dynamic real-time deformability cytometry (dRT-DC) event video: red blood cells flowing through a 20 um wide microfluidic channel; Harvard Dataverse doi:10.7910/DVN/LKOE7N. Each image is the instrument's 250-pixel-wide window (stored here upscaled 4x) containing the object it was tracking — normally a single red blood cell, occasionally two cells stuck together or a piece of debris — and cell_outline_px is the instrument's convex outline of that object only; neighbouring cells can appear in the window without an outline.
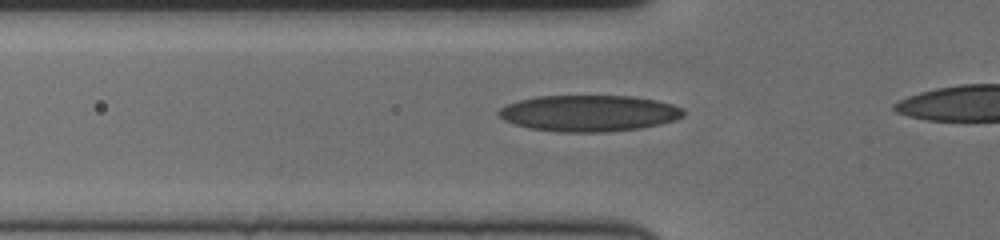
{"species": "human", "species_latin": "Homo sapiens", "temperature_condition": "cold", "stored_images_in_passage": 43, "camera_frame_rate_fps": 3000, "um_per_image_px": 0.085, "donor": {"sex": "female"}, "frame": {"image": 1, "passage_image": 15, "time_ms": 4.667, "image_size_px": [1000, 240], "cell_outline_px": [[684, 116], [676, 120], [660, 124], [640, 128], [604, 132], [560, 132], [528, 128], [504, 120], [496, 112], [500, 108], [516, 100], [536, 96], [632, 96], [656, 100], [672, 104], [684, 108]], "centroid_in_image_um": [50.07, 9.62], "position_along_channel_um": 75.7, "area_um2": 39.25}}
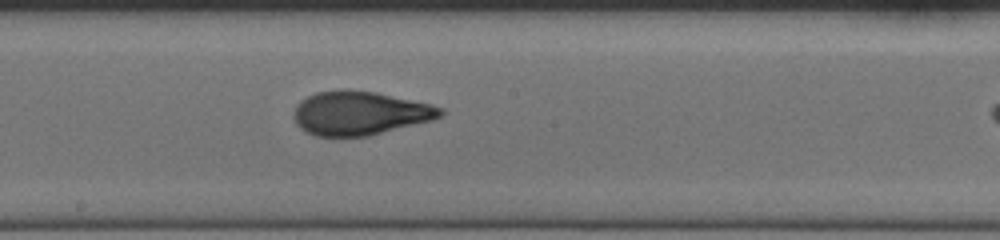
{"frame": {"image": 2, "passage_image": 27, "time_ms": 8.667, "image_size_px": [1000, 240], "cell_outline_px": [[444, 112], [440, 116], [432, 120], [368, 136], [316, 136], [300, 128], [296, 124], [292, 116], [292, 112], [296, 104], [300, 100], [316, 92], [340, 88], [348, 88], [376, 92], [432, 104], [444, 108]], "centroid_in_image_um": [30.55, 9.59], "position_along_channel_um": 217.7, "area_um2": 37.86}}
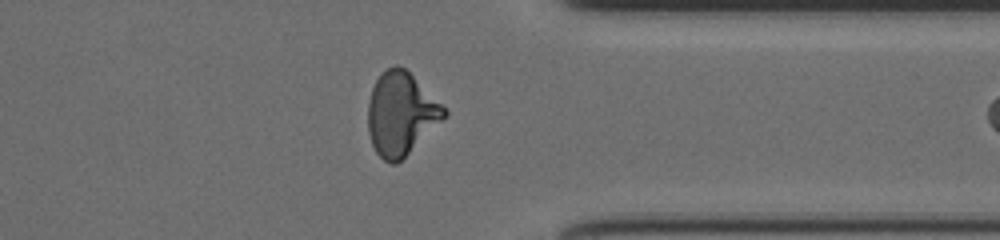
{"frame": {"image": 3, "passage_image": 41, "time_ms": 13.333, "image_size_px": [1000, 240], "cell_outline_px": [[448, 116], [396, 164], [392, 164], [384, 160], [376, 152], [372, 144], [368, 132], [368, 104], [372, 88], [376, 80], [388, 68], [396, 64], [404, 68], [448, 112]], "centroid_in_image_um": [34.06, 9.7], "position_along_channel_um": 377.3, "area_um2": 36.13}}